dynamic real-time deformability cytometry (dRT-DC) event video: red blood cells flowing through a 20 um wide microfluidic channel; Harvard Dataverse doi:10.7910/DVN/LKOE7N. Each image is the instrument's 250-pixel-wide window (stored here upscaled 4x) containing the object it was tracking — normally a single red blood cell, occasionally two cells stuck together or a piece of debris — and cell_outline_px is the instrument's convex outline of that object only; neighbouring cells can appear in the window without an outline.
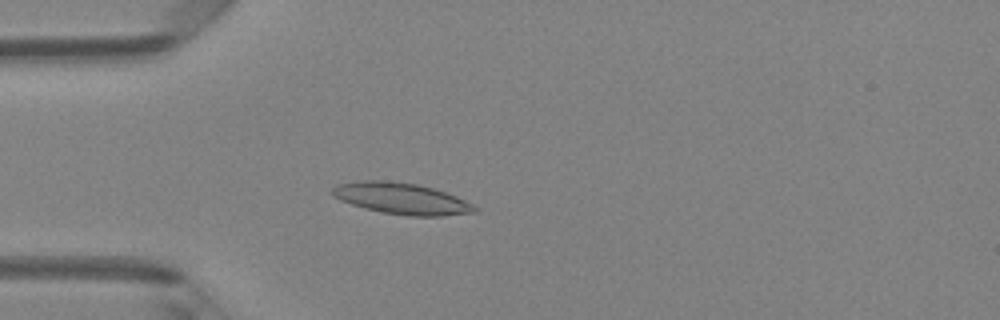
{"species": "Egyptian fruit bat (a non-hibernating species)", "species_latin": "Rousettus aegyptiacus", "temperature_condition": "room temperature", "stored_images_in_passage": 49, "camera_frame_rate_fps": 3000, "um_per_image_px": 0.085, "animal": {"sex": "female"}, "frame": {"image": 1, "passage_image": 13, "time_ms": 4.0, "image_size_px": [1000, 320], "cell_outline_px": [[480, 208], [476, 212], [444, 216], [408, 216], [384, 212], [364, 208], [340, 200], [332, 196], [328, 192], [336, 184], [364, 180], [388, 180], [416, 184], [432, 188], [456, 196]], "centroid_in_image_um": [34.1, 16.87], "position_along_channel_um": 50.9, "area_um2": 26.07}}
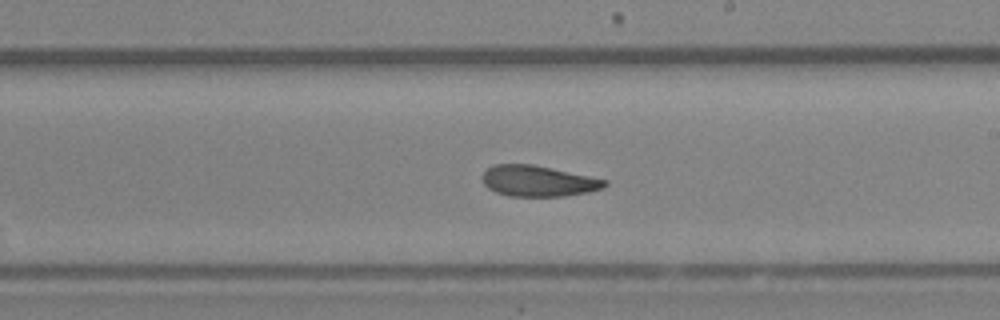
{"frame": {"image": 2, "passage_image": 28, "time_ms": 9.0, "image_size_px": [1000, 320], "cell_outline_px": [[608, 184], [604, 188], [588, 192], [564, 196], [508, 196], [496, 192], [488, 188], [484, 184], [480, 176], [492, 164], [532, 164], [552, 168], [608, 180]], "centroid_in_image_um": [45.73, 15.38], "position_along_channel_um": 243.3, "area_um2": 22.14}}
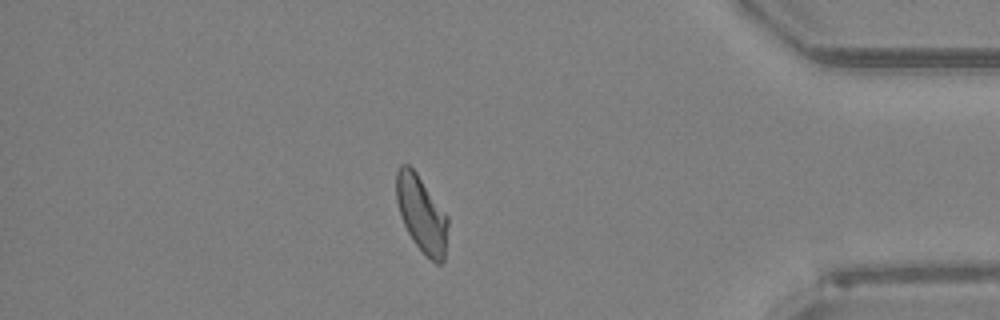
{"frame": {"image": 3, "passage_image": 42, "time_ms": 13.667, "image_size_px": [1000, 320], "cell_outline_px": [[448, 224], [444, 260], [440, 264], [436, 264], [412, 240], [404, 224], [396, 200], [396, 172], [400, 164], [408, 164], [416, 172], [448, 216]], "centroid_in_image_um": [35.83, 18.17], "position_along_channel_um": 399.4, "area_um2": 22.66}, "authors_computed_cell_mechanics": {"area_um2": 23.12, "velocity_mm_per_s": 4.0894, "shape_relaxation_time_tau1_ms": 8.6395, "shape_relaxation_time_tau2_ms": 3.3674, "deformation_change_tau1": 0.2103, "deformation_change_tau2": 0.0952}}